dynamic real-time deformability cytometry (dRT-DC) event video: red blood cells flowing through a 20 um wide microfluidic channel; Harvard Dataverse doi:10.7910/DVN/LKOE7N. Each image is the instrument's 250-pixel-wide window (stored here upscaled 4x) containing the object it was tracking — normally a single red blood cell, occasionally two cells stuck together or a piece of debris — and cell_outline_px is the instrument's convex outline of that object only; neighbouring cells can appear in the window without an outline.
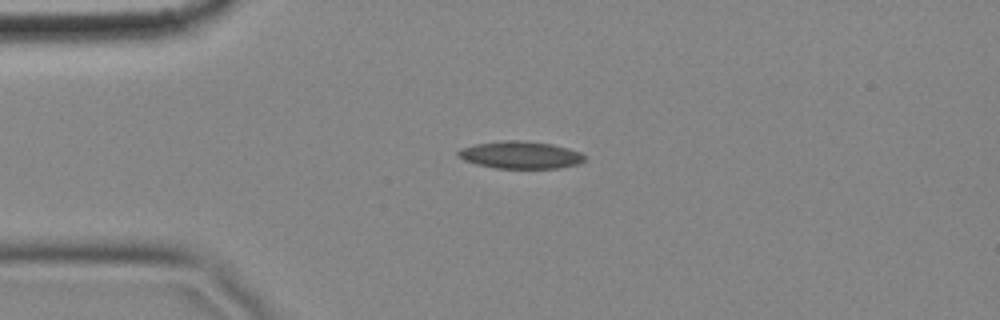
{"species": "common noctule bat (a hibernating species)", "species_latin": "Nyctalus noctula", "temperature_condition": "cold", "stored_images_in_passage": 2, "camera_frame_rate_fps": 3000, "um_per_image_px": 0.085, "animal": {"sex": "female", "body_mass_g": 18.4}, "frame": {"image": 1, "passage_image": 2, "time_ms": 0.333, "image_size_px": [1000, 320], "cell_outline_px": [[584, 160], [576, 164], [560, 168], [496, 168], [476, 164], [464, 160], [456, 156], [456, 152], [460, 148], [476, 144], [504, 140], [524, 140], [552, 144], [568, 148], [580, 152], [584, 156]], "centroid_in_image_um": [44.19, 13.16], "position_along_channel_um": 40.8, "area_um2": 20.17}}